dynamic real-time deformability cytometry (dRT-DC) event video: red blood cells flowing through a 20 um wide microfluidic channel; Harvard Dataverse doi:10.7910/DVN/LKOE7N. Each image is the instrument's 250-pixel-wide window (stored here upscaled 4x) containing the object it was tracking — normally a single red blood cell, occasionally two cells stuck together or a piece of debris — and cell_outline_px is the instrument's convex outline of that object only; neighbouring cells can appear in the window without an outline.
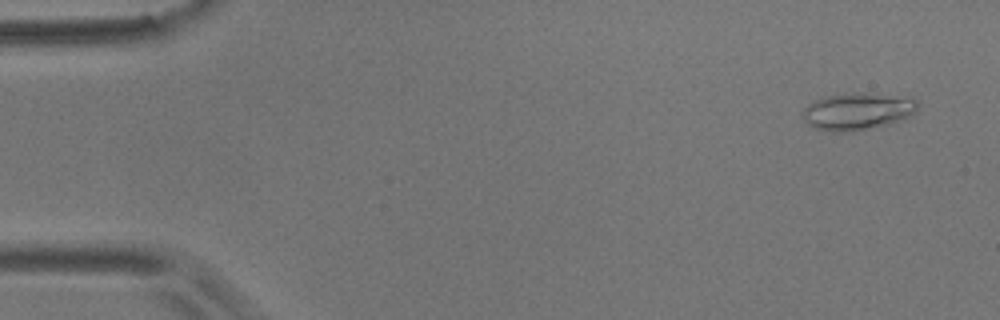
{"species": "common noctule bat (a hibernating species)", "species_latin": "Nyctalus noctula", "temperature_condition": "room temperature", "stored_images_in_passage": 56, "camera_frame_rate_fps": 3000, "um_per_image_px": 0.085, "animal": {"sex": "male", "body_mass_g": 17.9}, "frame": {"image": 1, "passage_image": 3, "time_ms": 0.667, "image_size_px": [1000, 320], "cell_outline_px": [[920, 104], [916, 112], [912, 116], [904, 120], [888, 124], [852, 132], [832, 132], [812, 128], [800, 116], [804, 108], [808, 104], [824, 96], [852, 92], [864, 92], [912, 96]], "centroid_in_image_um": [72.94, 9.45], "position_along_channel_um": 12.1, "area_um2": 25.84}}
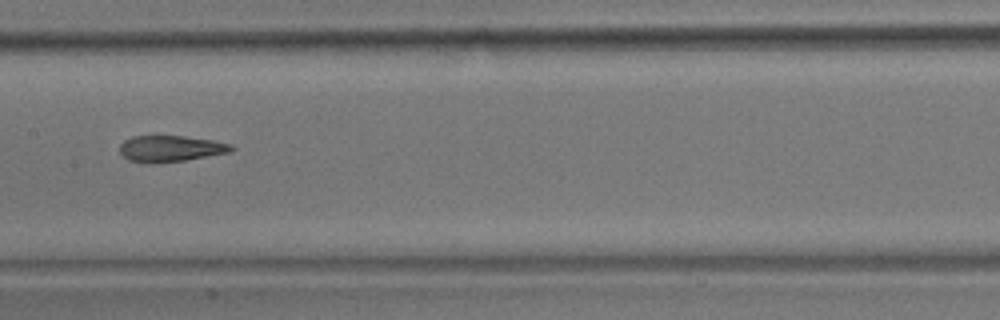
{"frame": {"image": 2, "passage_image": 28, "time_ms": 9.0, "image_size_px": [1000, 320], "cell_outline_px": [[236, 148], [232, 152], [184, 160], [156, 164], [128, 160], [120, 152], [120, 144], [124, 140], [132, 136], [184, 136], [212, 140], [232, 144]], "centroid_in_image_um": [14.52, 12.63], "position_along_channel_um": 192.9, "area_um2": 17.17}}
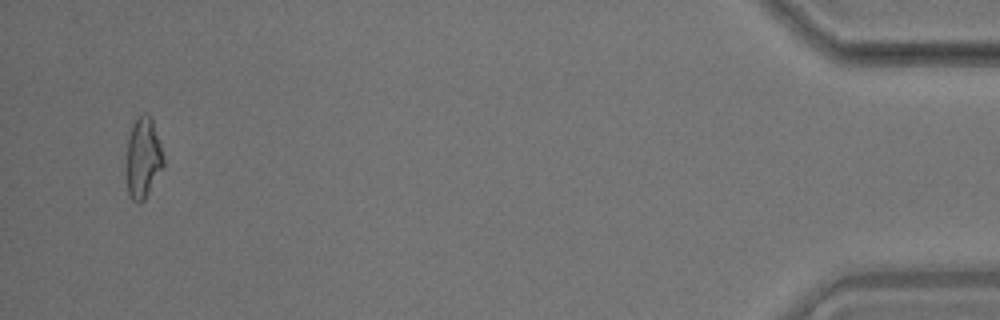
{"frame": {"image": 3, "passage_image": 54, "time_ms": 17.667, "image_size_px": [1000, 320], "cell_outline_px": [[164, 168], [144, 200], [140, 204], [132, 200], [128, 192], [128, 136], [132, 124], [144, 112], [152, 116], [160, 144], [164, 160]], "centroid_in_image_um": [12.2, 13.42], "position_along_channel_um": 423.0, "area_um2": 17.28}, "authors_computed_cell_mechanics": {"area_um2": 17.8602, "velocity_mm_per_s": 3.5854, "shape_relaxation_time_tau1_ms": 7.0583, "shape_relaxation_time_tau2_ms": 2.5951, "deformation_change_tau1": 0.202, "deformation_change_tau2": 0.1051}}